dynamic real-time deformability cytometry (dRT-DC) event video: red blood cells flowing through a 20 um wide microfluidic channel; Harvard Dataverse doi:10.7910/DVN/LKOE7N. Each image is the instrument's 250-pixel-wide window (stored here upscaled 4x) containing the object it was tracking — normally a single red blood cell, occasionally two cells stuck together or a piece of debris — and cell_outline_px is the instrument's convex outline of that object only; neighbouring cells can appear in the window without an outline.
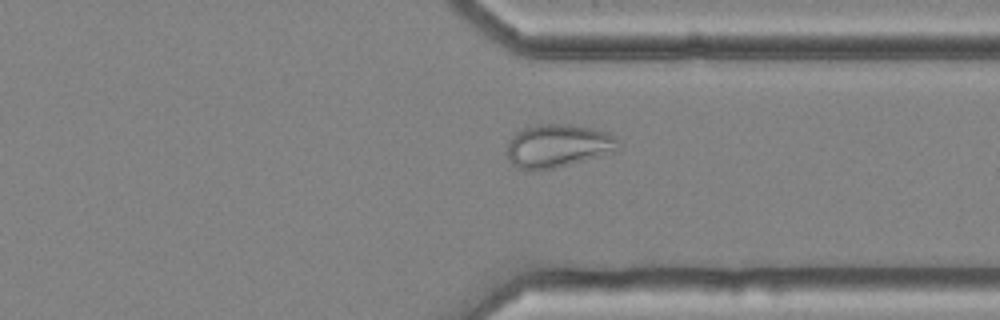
{"species": "common noctule bat (a hibernating species)", "species_latin": "Nyctalus noctula", "temperature_condition": "cold", "stored_images_in_passage": 47, "camera_frame_rate_fps": 3000, "um_per_image_px": 0.085, "animal": {"sex": "female", "body_mass_g": 25.1}, "frame": {"image": 1, "passage_image": 34, "time_ms": 11.0, "image_size_px": [1000, 320], "cell_outline_px": [[620, 148], [596, 156], [568, 164], [552, 168], [528, 172], [516, 168], [508, 160], [508, 140], [516, 132], [524, 128], [536, 124], [568, 124], [592, 128], [608, 132], [616, 136], [620, 144]], "centroid_in_image_um": [47.37, 12.39], "position_along_channel_um": 364.0, "area_um2": 27.98}, "authors_computed_cell_mechanics": {"area_um2": 28.322, "velocity_mm_per_s": 3.6095, "shape_relaxation_time_tau1_ms": null, "shape_relaxation_time_tau2_ms": 2.0109, "deformation_change_tau1": null, "deformation_change_tau2": 0.0641}}